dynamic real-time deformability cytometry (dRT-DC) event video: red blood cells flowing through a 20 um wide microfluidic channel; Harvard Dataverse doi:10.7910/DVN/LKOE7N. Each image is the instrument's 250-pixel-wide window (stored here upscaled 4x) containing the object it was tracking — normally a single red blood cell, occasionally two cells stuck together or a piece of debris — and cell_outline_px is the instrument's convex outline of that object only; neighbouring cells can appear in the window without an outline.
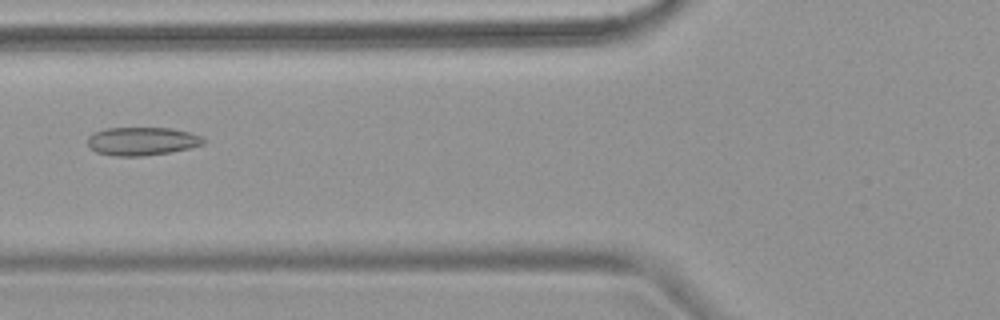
{"species": "common noctule bat (a hibernating species)", "species_latin": "Nyctalus noctula", "temperature_condition": "warm", "stored_images_in_passage": 7, "camera_frame_rate_fps": 3000, "um_per_image_px": 0.085, "animal": {"sex": "female", "body_mass_g": 18.4}, "frame": {"image": 1, "passage_image": 6, "time_ms": 6.0, "image_size_px": [1000, 320], "cell_outline_px": [[204, 144], [188, 148], [168, 152], [144, 156], [116, 156], [96, 152], [88, 148], [88, 136], [92, 132], [104, 128], [172, 128], [188, 132], [200, 136], [204, 140]], "centroid_in_image_um": [12.0, 12.0], "position_along_channel_um": 113.8, "area_um2": 19.07}}
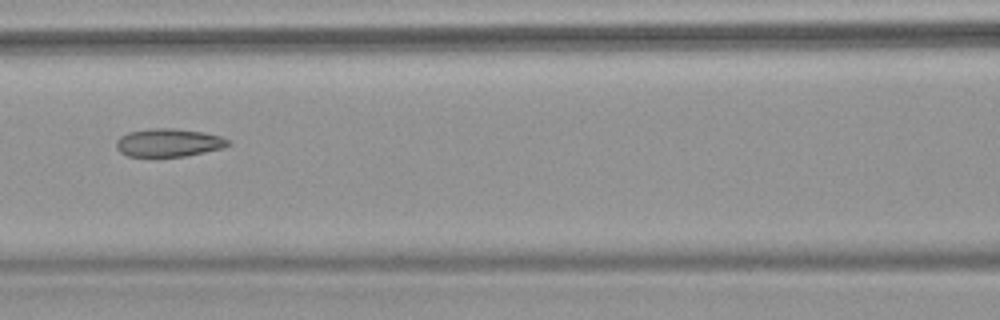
{"frame": {"image": 2, "passage_image": 7, "time_ms": 7.0, "image_size_px": [1000, 320], "cell_outline_px": [[232, 144], [224, 148], [184, 156], [128, 156], [120, 152], [116, 148], [116, 140], [120, 136], [128, 132], [148, 128], [176, 128], [204, 132], [220, 136], [228, 140]], "centroid_in_image_um": [14.33, 12.11], "position_along_channel_um": 152.3, "area_um2": 18.44}}